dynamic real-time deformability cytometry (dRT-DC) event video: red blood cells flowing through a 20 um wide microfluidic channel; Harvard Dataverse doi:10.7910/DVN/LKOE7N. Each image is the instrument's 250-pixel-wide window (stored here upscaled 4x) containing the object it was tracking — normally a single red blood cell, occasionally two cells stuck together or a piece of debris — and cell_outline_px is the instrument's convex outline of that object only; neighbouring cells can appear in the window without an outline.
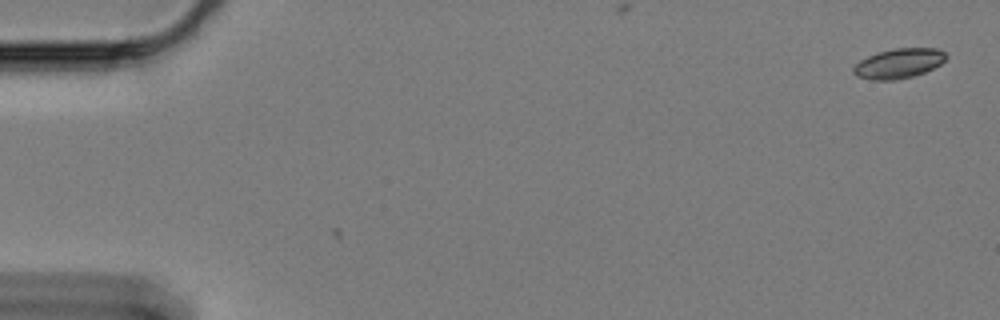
{"species": "Egyptian fruit bat (a non-hibernating species)", "species_latin": "Rousettus aegyptiacus", "temperature_condition": "cold", "stored_images_in_passage": 2, "camera_frame_rate_fps": 3000, "um_per_image_px": 0.085, "animal": {"sex": "female"}, "frame": {"image": 1, "passage_image": 2, "time_ms": 0.333, "image_size_px": [1000, 320], "cell_outline_px": [[948, 56], [940, 64], [924, 72], [912, 76], [896, 80], [872, 80], [856, 76], [852, 72], [852, 68], [860, 60], [868, 56], [880, 52], [896, 48], [936, 48], [944, 52]], "centroid_in_image_um": [76.37, 5.39], "position_along_channel_um": 8.6, "area_um2": 15.95}}